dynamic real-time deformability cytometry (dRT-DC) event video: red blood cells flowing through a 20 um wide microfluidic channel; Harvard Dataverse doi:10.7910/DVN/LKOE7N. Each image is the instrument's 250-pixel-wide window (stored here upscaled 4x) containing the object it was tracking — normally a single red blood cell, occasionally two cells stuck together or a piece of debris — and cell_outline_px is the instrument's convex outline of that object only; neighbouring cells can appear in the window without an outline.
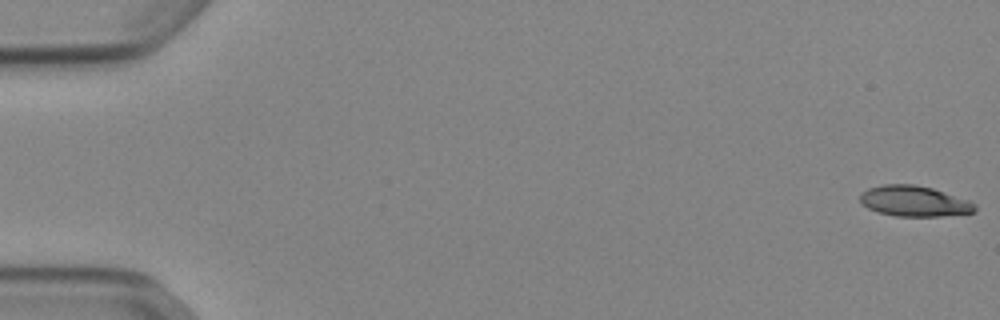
{"species": "Egyptian fruit bat (a non-hibernating species)", "species_latin": "Rousettus aegyptiacus", "temperature_condition": "cold", "stored_images_in_passage": 53, "camera_frame_rate_fps": 3000, "um_per_image_px": 0.085, "animal": {"sex": "female"}, "frame": {"image": 1, "passage_image": 1, "time_ms": 0.0, "image_size_px": [1000, 320], "cell_outline_px": [[976, 208], [972, 212], [940, 216], [896, 216], [876, 212], [868, 208], [860, 200], [860, 192], [868, 188], [884, 184], [912, 184], [932, 188], [968, 200], [976, 204]], "centroid_in_image_um": [77.66, 17.09], "position_along_channel_um": 7.3, "area_um2": 20.35}}
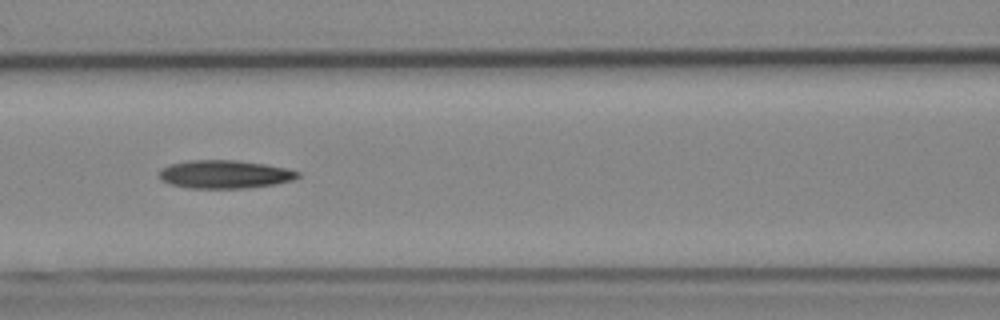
{"frame": {"image": 2, "passage_image": 24, "time_ms": 7.667, "image_size_px": [1000, 320], "cell_outline_px": [[300, 176], [296, 180], [276, 184], [248, 188], [188, 188], [168, 184], [160, 180], [156, 176], [160, 168], [168, 164], [188, 160], [236, 160], [264, 164], [284, 168], [300, 172]], "centroid_in_image_um": [19.04, 14.82], "position_along_channel_um": 147.6, "area_um2": 23.24}}
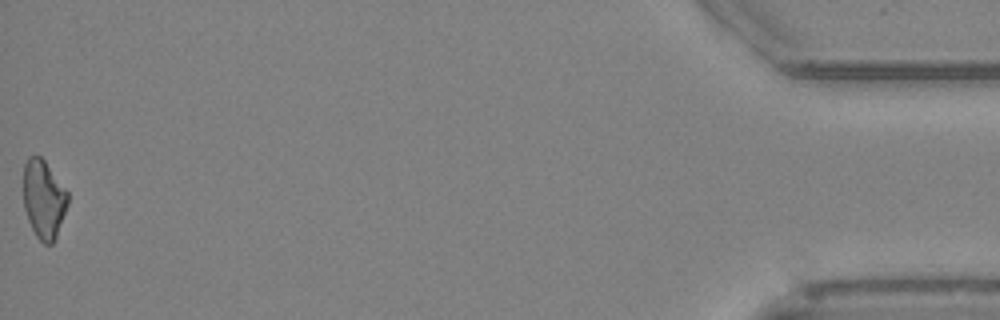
{"frame": {"image": 3, "passage_image": 53, "time_ms": 17.333, "image_size_px": [1000, 320], "cell_outline_px": [[68, 204], [56, 236], [52, 244], [44, 244], [36, 236], [28, 220], [24, 208], [24, 164], [28, 156], [40, 156], [44, 160], [68, 192]], "centroid_in_image_um": [3.71, 16.93], "position_along_channel_um": 431.5, "area_um2": 20.11}, "authors_computed_cell_mechanics": {"area_um2": 21.6172, "velocity_mm_per_s": 3.91, "shape_relaxation_time_tau1_ms": 4.2887, "shape_relaxation_time_tau2_ms": 11.2091, "deformation_change_tau1": 0.1407, "deformation_change_tau2": 0.2852}}